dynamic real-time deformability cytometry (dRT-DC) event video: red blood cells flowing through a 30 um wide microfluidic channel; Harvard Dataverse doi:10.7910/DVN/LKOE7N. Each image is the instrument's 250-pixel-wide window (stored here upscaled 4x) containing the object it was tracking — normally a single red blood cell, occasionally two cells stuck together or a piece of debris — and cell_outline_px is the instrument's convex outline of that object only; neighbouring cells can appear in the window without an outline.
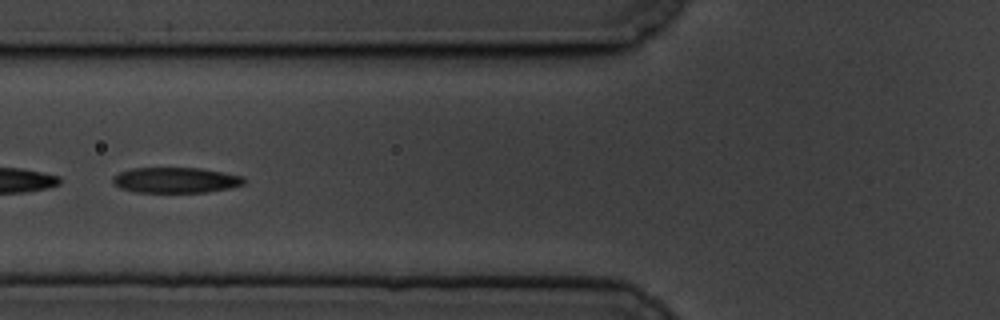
{"species": "common noctule bat (a hibernating species)", "species_latin": "Nyctalus noctula", "temperature_condition": "cold", "stored_images_in_passage": 45, "camera_frame_rate_fps": 3000, "um_per_image_px": 0.085, "animal": {"sex": "male", "body_mass_g": 19.5, "forearm_length_mm": 54.6}, "frame": {"image": 1, "passage_image": 22, "time_ms": 7.0, "image_size_px": [1000, 320], "cell_outline_px": [[244, 184], [228, 188], [208, 192], [136, 192], [120, 188], [112, 180], [112, 176], [120, 172], [132, 168], [200, 168], [224, 172], [244, 176]], "centroid_in_image_um": [14.94, 15.3], "position_along_channel_um": 110.9, "area_um2": 19.48}}
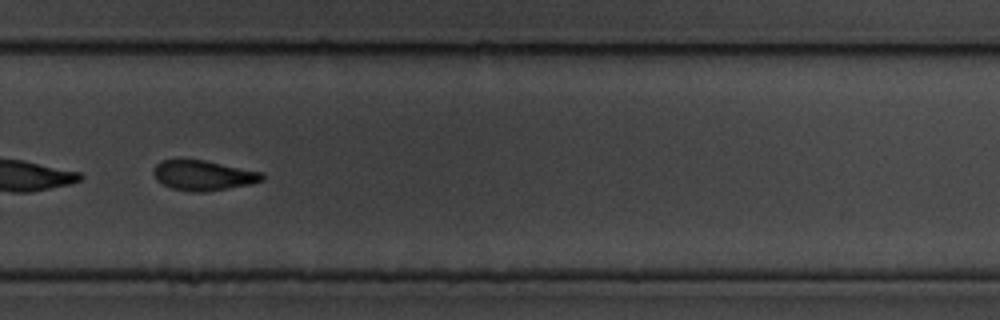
{"frame": {"image": 2, "passage_image": 40, "time_ms": 13.0, "image_size_px": [1000, 320], "cell_outline_px": [[264, 180], [248, 184], [204, 192], [192, 192], [172, 188], [156, 180], [152, 172], [152, 168], [160, 160], [180, 156], [204, 160], [264, 172]], "centroid_in_image_um": [17.2, 14.85], "position_along_channel_um": 312.6, "area_um2": 19.59}, "authors_computed_cell_mechanics": {"area_um2": 20.808, "velocity_mm_per_s": 3.3651, "shape_relaxation_time_tau1_ms": 5.1206, "shape_relaxation_time_tau2_ms": 1.5507, "deformation_change_tau1": 0.1477, "deformation_change_tau2": 0.0757}}